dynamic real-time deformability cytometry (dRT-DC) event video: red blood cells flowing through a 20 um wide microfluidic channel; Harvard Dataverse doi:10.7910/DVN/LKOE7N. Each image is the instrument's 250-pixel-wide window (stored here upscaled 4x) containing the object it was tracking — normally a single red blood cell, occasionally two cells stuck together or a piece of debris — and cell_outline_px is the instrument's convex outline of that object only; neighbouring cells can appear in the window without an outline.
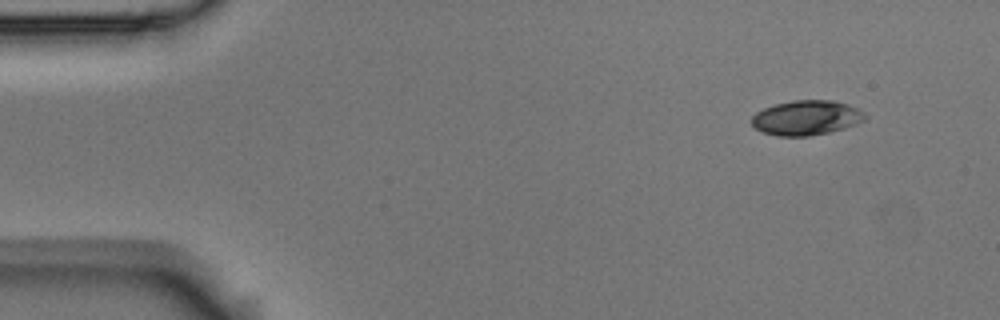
{"species": "Egyptian fruit bat (a non-hibernating species)", "species_latin": "Rousettus aegyptiacus", "temperature_condition": "room temperature", "stored_images_in_passage": 5, "camera_frame_rate_fps": 3000, "um_per_image_px": 0.085, "animal": {"sex": "male"}, "frame": {"image": 1, "passage_image": 1, "time_ms": 0.0, "image_size_px": [1000, 320], "cell_outline_px": [[868, 116], [864, 120], [856, 124], [844, 128], [828, 132], [808, 136], [776, 136], [764, 132], [756, 128], [752, 124], [752, 116], [756, 112], [764, 108], [776, 104], [796, 100], [832, 100], [848, 104], [864, 112]], "centroid_in_image_um": [68.56, 10.01], "position_along_channel_um": 16.4, "area_um2": 22.83}}
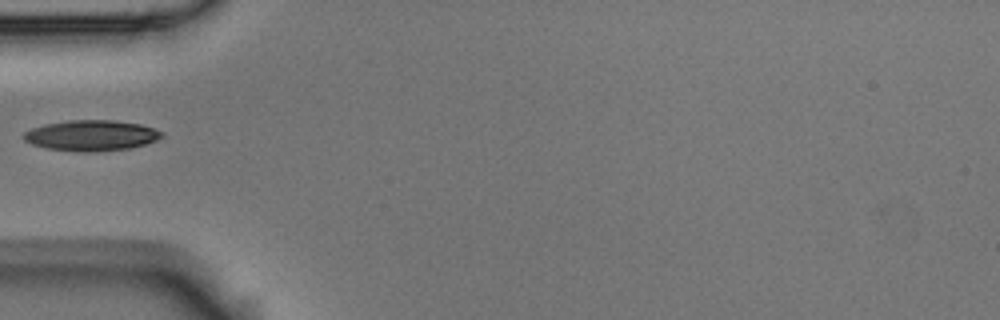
{"frame": {"image": 2, "passage_image": 4, "time_ms": 1.0, "image_size_px": [1000, 320], "cell_outline_px": [[164, 136], [156, 140], [132, 148], [96, 152], [80, 152], [48, 148], [32, 144], [24, 140], [20, 136], [24, 132], [32, 128], [44, 124], [68, 120], [112, 120], [140, 124], [152, 128], [160, 132]], "centroid_in_image_um": [7.72, 11.52], "position_along_channel_um": 77.3, "area_um2": 24.68}}
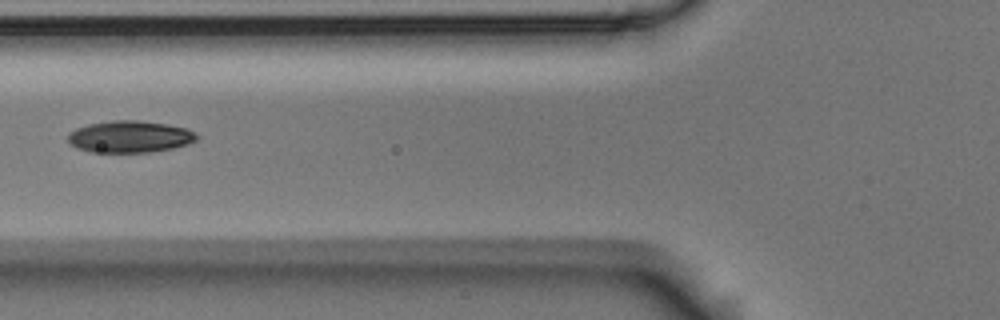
{"frame": {"image": 3, "passage_image": 5, "time_ms": 1.333, "image_size_px": [1000, 320], "cell_outline_px": [[200, 136], [196, 140], [188, 144], [172, 148], [152, 152], [88, 152], [76, 148], [68, 140], [68, 136], [76, 128], [88, 124], [112, 120], [140, 120], [168, 124], [184, 128], [196, 132]], "centroid_in_image_um": [11.06, 11.61], "position_along_channel_um": 114.7, "area_um2": 23.99}}